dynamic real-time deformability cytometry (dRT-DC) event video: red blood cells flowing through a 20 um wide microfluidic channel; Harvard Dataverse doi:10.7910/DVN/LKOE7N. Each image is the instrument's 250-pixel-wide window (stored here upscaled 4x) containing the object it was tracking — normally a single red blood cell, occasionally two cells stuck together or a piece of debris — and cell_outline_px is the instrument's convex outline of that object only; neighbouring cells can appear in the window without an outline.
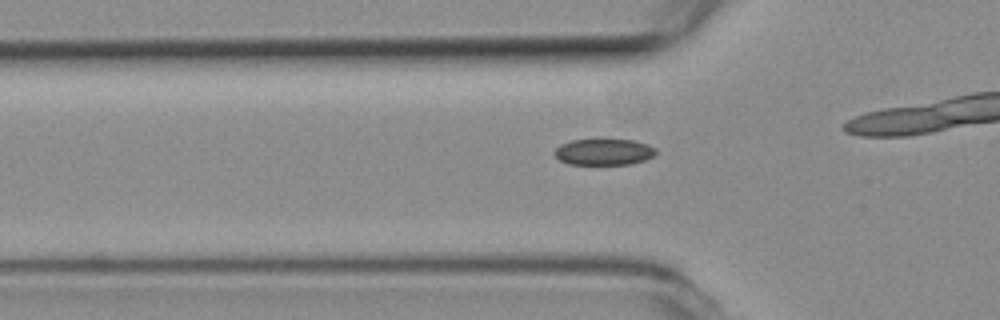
{"species": "common noctule bat (a hibernating species)", "species_latin": "Nyctalus noctula", "temperature_condition": "room temperature", "stored_images_in_passage": 32, "camera_frame_rate_fps": 3000, "um_per_image_px": 0.085, "animal": {"sex": "female", "body_mass_g": 19.3, "forearm_length_mm": 54.1}, "frame": {"image": 1, "passage_image": 7, "time_ms": 2.0, "image_size_px": [1000, 320], "cell_outline_px": [[656, 152], [652, 156], [644, 160], [628, 164], [568, 164], [560, 160], [556, 156], [556, 148], [560, 144], [572, 140], [632, 140], [648, 144], [656, 148]], "centroid_in_image_um": [51.33, 12.91], "position_along_channel_um": 74.5, "area_um2": 15.26}}
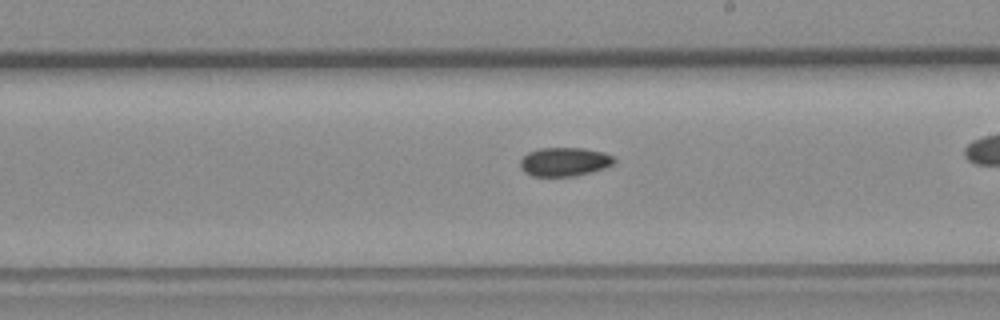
{"frame": {"image": 2, "passage_image": 20, "time_ms": 6.333, "image_size_px": [1000, 320], "cell_outline_px": [[616, 160], [612, 164], [604, 168], [592, 172], [576, 176], [532, 176], [524, 172], [520, 168], [520, 160], [528, 152], [540, 148], [584, 148], [604, 152], [612, 156]], "centroid_in_image_um": [47.97, 13.75], "position_along_channel_um": 241.0, "area_um2": 15.84}}
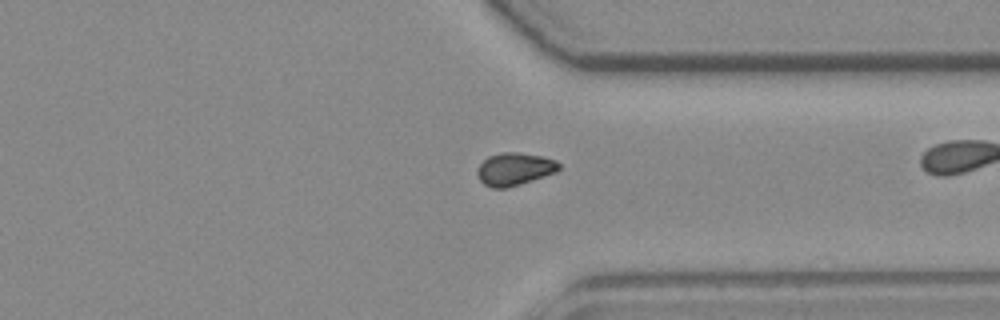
{"frame": {"image": 3, "passage_image": 30, "time_ms": 9.667, "image_size_px": [1000, 320], "cell_outline_px": [[560, 168], [556, 172], [508, 188], [492, 188], [484, 184], [480, 180], [476, 172], [476, 168], [488, 156], [504, 152], [520, 152], [540, 156], [556, 160], [560, 164]], "centroid_in_image_um": [43.72, 14.37], "position_along_channel_um": 367.7, "area_um2": 15.55}}